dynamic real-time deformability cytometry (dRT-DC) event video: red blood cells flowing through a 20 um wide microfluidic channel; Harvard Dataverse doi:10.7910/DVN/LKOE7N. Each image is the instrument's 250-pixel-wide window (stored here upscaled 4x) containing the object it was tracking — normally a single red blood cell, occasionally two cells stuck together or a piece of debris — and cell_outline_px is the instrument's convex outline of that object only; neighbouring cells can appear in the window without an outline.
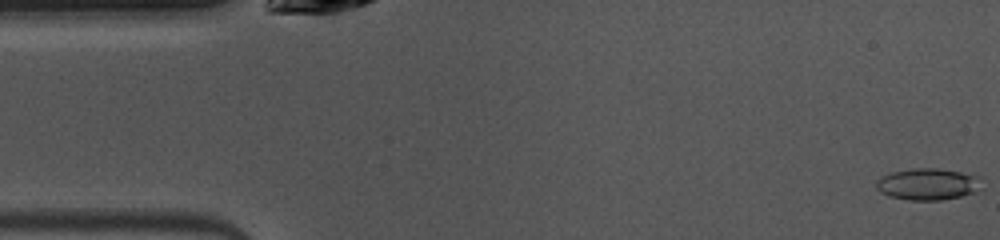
{"species": "common noctule bat (a hibernating species)", "species_latin": "Nyctalus noctula", "temperature_condition": "warm", "stored_images_in_passage": 48, "camera_frame_rate_fps": 3000, "um_per_image_px": 0.085, "animal": {"sex": "female", "body_mass_g": 10.0, "forearm_length_mm": 53.1}, "frame": {"image": 1, "passage_image": 1, "time_ms": 0.0, "image_size_px": [1000, 240], "cell_outline_px": [[984, 188], [980, 192], [940, 200], [908, 200], [888, 196], [880, 192], [876, 188], [876, 180], [880, 176], [892, 172], [912, 168], [936, 168], [960, 172], [980, 176]], "centroid_in_image_um": [78.91, 15.65], "position_along_channel_um": 6.1, "area_um2": 19.88}}
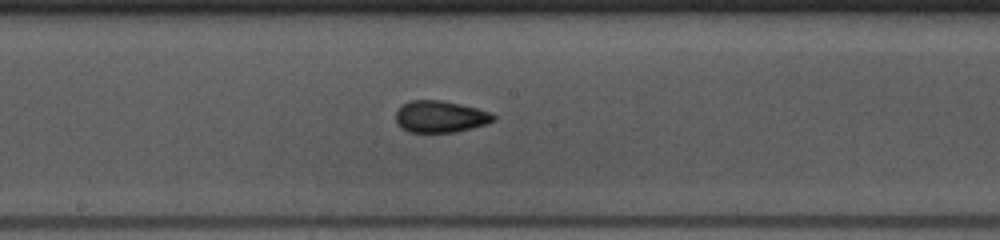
{"frame": {"image": 2, "passage_image": 24, "time_ms": 7.667, "image_size_px": [1000, 240], "cell_outline_px": [[496, 120], [472, 128], [456, 132], [408, 132], [400, 128], [396, 124], [396, 112], [404, 104], [412, 100], [440, 100], [460, 104], [492, 112], [496, 116]], "centroid_in_image_um": [37.43, 9.92], "position_along_channel_um": 210.8, "area_um2": 18.09}}
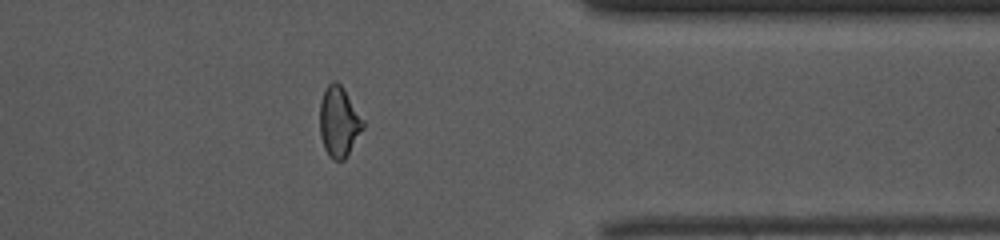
{"frame": {"image": 3, "passage_image": 38, "time_ms": 12.333, "image_size_px": [1000, 240], "cell_outline_px": [[364, 128], [344, 160], [332, 160], [328, 156], [324, 148], [320, 136], [320, 100], [324, 88], [332, 80], [336, 80], [340, 84], [364, 120]], "centroid_in_image_um": [28.79, 10.35], "position_along_channel_um": 382.6, "area_um2": 17.8}, "authors_computed_cell_mechanics": {"area_um2": 18.0336, "velocity_mm_per_s": 4.022, "shape_relaxation_time_tau1_ms": 3.358, "shape_relaxation_time_tau2_ms": 1.8718, "deformation_change_tau1": 0.1327, "deformation_change_tau2": 0.0819}}